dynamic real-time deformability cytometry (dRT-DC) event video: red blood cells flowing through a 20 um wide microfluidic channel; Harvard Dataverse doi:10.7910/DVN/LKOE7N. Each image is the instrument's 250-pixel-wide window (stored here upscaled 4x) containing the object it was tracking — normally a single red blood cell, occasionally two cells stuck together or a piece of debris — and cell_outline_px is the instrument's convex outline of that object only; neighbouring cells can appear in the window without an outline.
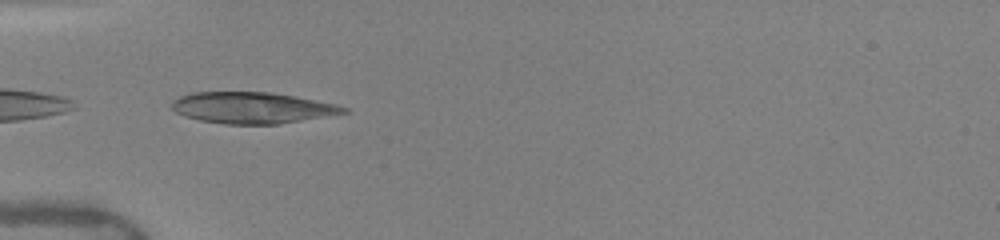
{"species": "human", "species_latin": "Homo sapiens", "temperature_condition": "warm", "stored_images_in_passage": 3, "camera_frame_rate_fps": 3000, "um_per_image_px": 0.085, "donor": {"sex": "female"}, "frame": {"image": 1, "passage_image": 1, "time_ms": 0.0, "image_size_px": [1000, 240], "cell_outline_px": [[352, 112], [276, 124], [224, 124], [200, 120], [184, 116], [176, 112], [172, 108], [172, 100], [180, 96], [192, 92], [272, 92], [296, 96], [336, 104], [348, 108]], "centroid_in_image_um": [21.45, 9.15], "position_along_channel_um": 63.6, "area_um2": 31.39}}